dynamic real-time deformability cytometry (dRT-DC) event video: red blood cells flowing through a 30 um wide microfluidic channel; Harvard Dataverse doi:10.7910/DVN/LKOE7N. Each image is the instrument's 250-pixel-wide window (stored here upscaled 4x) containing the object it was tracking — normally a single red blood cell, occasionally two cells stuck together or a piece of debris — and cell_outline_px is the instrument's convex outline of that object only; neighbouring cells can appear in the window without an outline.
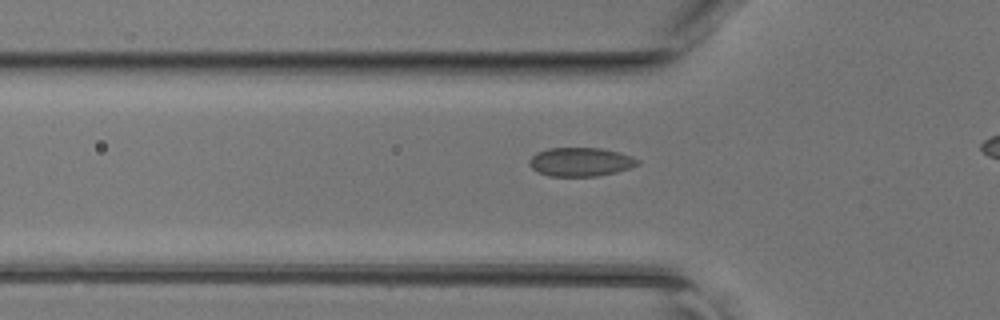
{"species": "common noctule bat (a hibernating species)", "species_latin": "Nyctalus noctula", "temperature_condition": "room temperature", "stored_images_in_passage": 34, "camera_frame_rate_fps": 3000, "um_per_image_px": 0.085, "animal": {"sex": "female", "body_mass_g": 17.0, "forearm_length_mm": 48.0}, "frame": {"image": 1, "passage_image": 12, "time_ms": 3.667, "image_size_px": [1000, 320], "cell_outline_px": [[640, 164], [632, 168], [616, 172], [596, 176], [548, 176], [536, 172], [528, 164], [528, 160], [536, 152], [548, 148], [600, 148], [620, 152], [632, 156], [640, 160]], "centroid_in_image_um": [49.35, 13.76], "position_along_channel_um": 76.4, "area_um2": 18.44}}
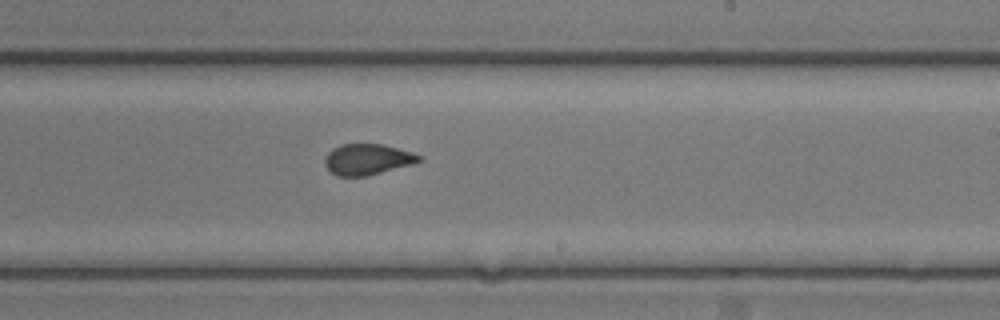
{"frame": {"image": 2, "passage_image": 24, "time_ms": 7.667, "image_size_px": [1000, 320], "cell_outline_px": [[424, 160], [412, 164], [368, 176], [336, 176], [324, 164], [324, 160], [328, 152], [332, 148], [340, 144], [384, 144], [412, 152], [420, 156]], "centroid_in_image_um": [31.23, 13.54], "position_along_channel_um": 257.8, "area_um2": 17.05}}
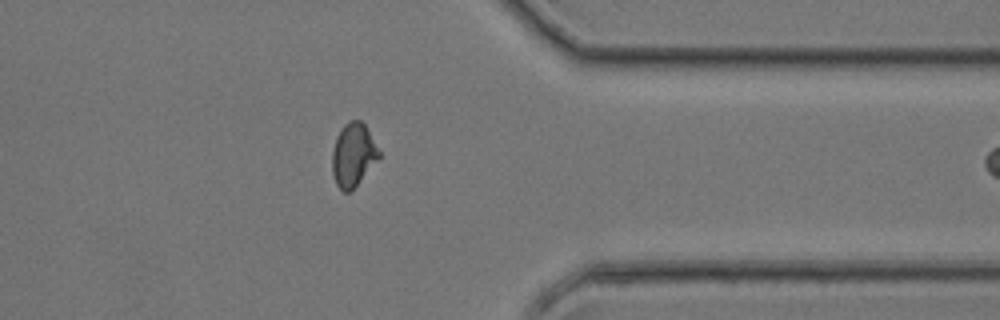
{"frame": {"image": 3, "passage_image": 33, "time_ms": 10.667, "image_size_px": [1000, 320], "cell_outline_px": [[380, 156], [356, 184], [348, 192], [344, 192], [336, 184], [332, 172], [332, 152], [336, 136], [344, 124], [348, 120], [360, 120], [364, 124], [380, 152]], "centroid_in_image_um": [29.99, 13.13], "position_along_channel_um": 381.4, "area_um2": 16.82}}